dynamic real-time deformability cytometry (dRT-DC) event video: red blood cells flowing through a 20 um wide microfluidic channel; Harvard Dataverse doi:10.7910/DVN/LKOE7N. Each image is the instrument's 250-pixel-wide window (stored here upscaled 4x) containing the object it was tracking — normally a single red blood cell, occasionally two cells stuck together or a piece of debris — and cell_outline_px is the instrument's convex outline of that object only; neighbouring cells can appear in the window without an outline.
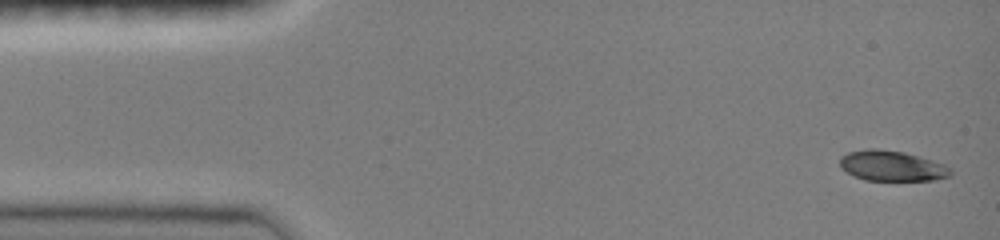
{"species": "common noctule bat (a hibernating species)", "species_latin": "Nyctalus noctula", "temperature_condition": "room temperature", "stored_images_in_passage": 28, "camera_frame_rate_fps": 3000, "um_per_image_px": 0.085, "animal": {"sex": "female", "body_mass_g": 19.0, "forearm_length_mm": 51.5}, "frame": {"image": 1, "passage_image": 1, "time_ms": 0.0, "image_size_px": [1000, 240], "cell_outline_px": [[952, 172], [948, 176], [932, 180], [864, 180], [840, 168], [840, 156], [848, 152], [868, 148], [876, 148], [904, 152], [932, 160], [944, 164]], "centroid_in_image_um": [75.76, 14.08], "position_along_channel_um": 9.2, "area_um2": 19.42}}
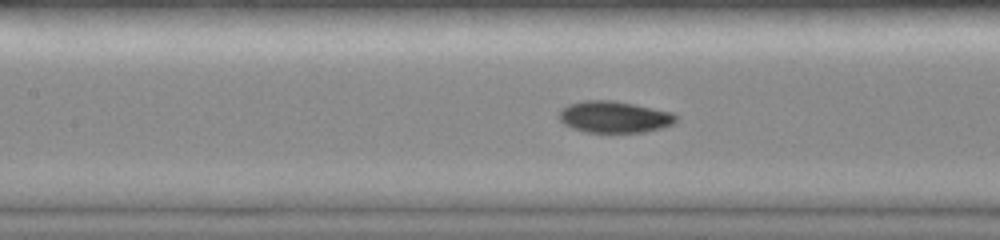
{"frame": {"image": 2, "passage_image": 11, "time_ms": 3.333, "image_size_px": [1000, 240], "cell_outline_px": [[680, 116], [672, 124], [660, 128], [644, 132], [584, 132], [572, 128], [564, 124], [560, 120], [560, 108], [568, 104], [584, 100], [612, 100], [672, 112]], "centroid_in_image_um": [52.2, 9.94], "position_along_channel_um": 155.2, "area_um2": 21.5}}
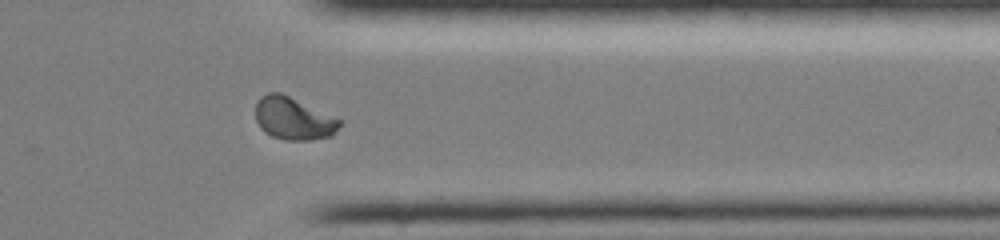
{"frame": {"image": 3, "passage_image": 22, "time_ms": 7.0, "image_size_px": [1000, 240], "cell_outline_px": [[340, 124], [332, 136], [308, 140], [284, 140], [272, 136], [264, 132], [260, 128], [256, 120], [256, 104], [260, 96], [268, 92], [280, 92], [340, 120]], "centroid_in_image_um": [24.88, 10.08], "position_along_channel_um": 386.5, "area_um2": 20.52}}